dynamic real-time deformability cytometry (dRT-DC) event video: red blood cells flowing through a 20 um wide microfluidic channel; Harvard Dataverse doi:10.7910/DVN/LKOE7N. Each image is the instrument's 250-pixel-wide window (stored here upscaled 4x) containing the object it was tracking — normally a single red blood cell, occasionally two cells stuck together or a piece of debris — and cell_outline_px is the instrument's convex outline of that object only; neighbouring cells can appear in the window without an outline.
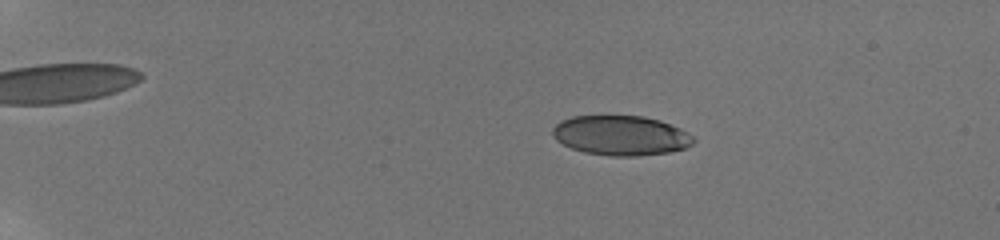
{"species": "human", "species_latin": "Homo sapiens", "temperature_condition": "room temperature", "stored_images_in_passage": 33, "camera_frame_rate_fps": 3000, "um_per_image_px": 0.085, "donor": {"sex": "male"}, "frame": {"image": 1, "passage_image": 16, "time_ms": 4.333, "image_size_px": [1000, 240], "cell_outline_px": [[696, 140], [692, 144], [684, 148], [668, 152], [636, 156], [612, 156], [584, 152], [572, 148], [556, 140], [552, 136], [552, 128], [560, 120], [572, 116], [644, 116], [660, 120], [680, 128], [688, 132]], "centroid_in_image_um": [52.76, 11.51], "position_along_channel_um": 32.2, "area_um2": 32.66}}
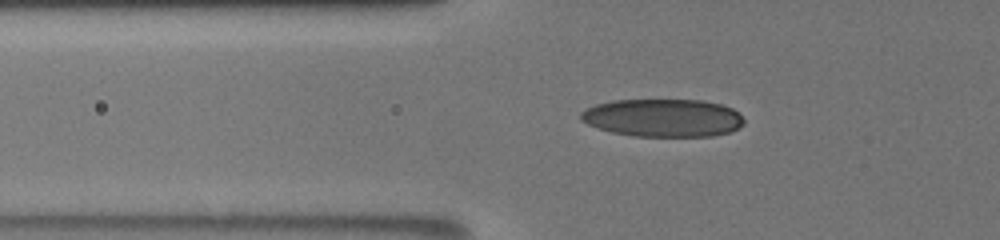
{"frame": {"image": 2, "passage_image": 32, "time_ms": 8.0, "image_size_px": [1000, 240], "cell_outline_px": [[744, 124], [728, 132], [712, 136], [632, 136], [612, 132], [588, 124], [580, 120], [580, 112], [584, 108], [596, 104], [612, 100], [700, 100], [720, 104], [732, 108], [744, 120]], "centroid_in_image_um": [56.3, 10.01], "position_along_channel_um": 69.5, "area_um2": 35.95}}